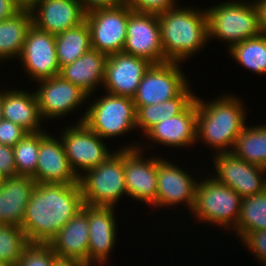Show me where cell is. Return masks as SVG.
<instances>
[{
    "mask_svg": "<svg viewBox=\"0 0 266 266\" xmlns=\"http://www.w3.org/2000/svg\"><path fill=\"white\" fill-rule=\"evenodd\" d=\"M78 183H36L21 228L29 243H49L83 206Z\"/></svg>",
    "mask_w": 266,
    "mask_h": 266,
    "instance_id": "1",
    "label": "cell"
},
{
    "mask_svg": "<svg viewBox=\"0 0 266 266\" xmlns=\"http://www.w3.org/2000/svg\"><path fill=\"white\" fill-rule=\"evenodd\" d=\"M228 95V96H227ZM225 94L207 102L195 97L197 103L196 141H203L217 153H230L236 138L246 125V106L240 97Z\"/></svg>",
    "mask_w": 266,
    "mask_h": 266,
    "instance_id": "2",
    "label": "cell"
},
{
    "mask_svg": "<svg viewBox=\"0 0 266 266\" xmlns=\"http://www.w3.org/2000/svg\"><path fill=\"white\" fill-rule=\"evenodd\" d=\"M200 9L178 5L158 14L162 49L168 61L185 63L210 42L206 9Z\"/></svg>",
    "mask_w": 266,
    "mask_h": 266,
    "instance_id": "3",
    "label": "cell"
},
{
    "mask_svg": "<svg viewBox=\"0 0 266 266\" xmlns=\"http://www.w3.org/2000/svg\"><path fill=\"white\" fill-rule=\"evenodd\" d=\"M208 39L228 43L227 50L246 39L260 35L258 11L253 1H222L206 8Z\"/></svg>",
    "mask_w": 266,
    "mask_h": 266,
    "instance_id": "4",
    "label": "cell"
},
{
    "mask_svg": "<svg viewBox=\"0 0 266 266\" xmlns=\"http://www.w3.org/2000/svg\"><path fill=\"white\" fill-rule=\"evenodd\" d=\"M139 143L122 146L98 167L84 172L79 177L83 203L93 206L116 207L118 200L127 191L123 169V149H138Z\"/></svg>",
    "mask_w": 266,
    "mask_h": 266,
    "instance_id": "5",
    "label": "cell"
},
{
    "mask_svg": "<svg viewBox=\"0 0 266 266\" xmlns=\"http://www.w3.org/2000/svg\"><path fill=\"white\" fill-rule=\"evenodd\" d=\"M207 176L199 179L191 214L201 224L212 223L219 228L233 230L239 218L242 197L211 175Z\"/></svg>",
    "mask_w": 266,
    "mask_h": 266,
    "instance_id": "6",
    "label": "cell"
},
{
    "mask_svg": "<svg viewBox=\"0 0 266 266\" xmlns=\"http://www.w3.org/2000/svg\"><path fill=\"white\" fill-rule=\"evenodd\" d=\"M84 122L101 138L109 140L136 130L133 99L107 93L93 101L78 122Z\"/></svg>",
    "mask_w": 266,
    "mask_h": 266,
    "instance_id": "7",
    "label": "cell"
},
{
    "mask_svg": "<svg viewBox=\"0 0 266 266\" xmlns=\"http://www.w3.org/2000/svg\"><path fill=\"white\" fill-rule=\"evenodd\" d=\"M133 10L122 1L120 4L96 9L85 14L90 30L91 47L107 56L122 52L126 41L129 15Z\"/></svg>",
    "mask_w": 266,
    "mask_h": 266,
    "instance_id": "8",
    "label": "cell"
},
{
    "mask_svg": "<svg viewBox=\"0 0 266 266\" xmlns=\"http://www.w3.org/2000/svg\"><path fill=\"white\" fill-rule=\"evenodd\" d=\"M61 140L65 154L75 174L80 177L89 169L98 167L112 154L104 139L92 131L83 121L63 128Z\"/></svg>",
    "mask_w": 266,
    "mask_h": 266,
    "instance_id": "9",
    "label": "cell"
},
{
    "mask_svg": "<svg viewBox=\"0 0 266 266\" xmlns=\"http://www.w3.org/2000/svg\"><path fill=\"white\" fill-rule=\"evenodd\" d=\"M180 64L183 63L167 61L151 64L132 98L136 110L140 106L153 105L174 98L190 84Z\"/></svg>",
    "mask_w": 266,
    "mask_h": 266,
    "instance_id": "10",
    "label": "cell"
},
{
    "mask_svg": "<svg viewBox=\"0 0 266 266\" xmlns=\"http://www.w3.org/2000/svg\"><path fill=\"white\" fill-rule=\"evenodd\" d=\"M212 176L217 182L232 188L242 198L262 193L266 189V169L253 165L230 153L214 154Z\"/></svg>",
    "mask_w": 266,
    "mask_h": 266,
    "instance_id": "11",
    "label": "cell"
},
{
    "mask_svg": "<svg viewBox=\"0 0 266 266\" xmlns=\"http://www.w3.org/2000/svg\"><path fill=\"white\" fill-rule=\"evenodd\" d=\"M122 52L145 58L152 64L168 61L162 49L158 14L130 13Z\"/></svg>",
    "mask_w": 266,
    "mask_h": 266,
    "instance_id": "12",
    "label": "cell"
},
{
    "mask_svg": "<svg viewBox=\"0 0 266 266\" xmlns=\"http://www.w3.org/2000/svg\"><path fill=\"white\" fill-rule=\"evenodd\" d=\"M19 61L30 80L38 82L58 76L55 35L42 31L33 24L29 28Z\"/></svg>",
    "mask_w": 266,
    "mask_h": 266,
    "instance_id": "13",
    "label": "cell"
},
{
    "mask_svg": "<svg viewBox=\"0 0 266 266\" xmlns=\"http://www.w3.org/2000/svg\"><path fill=\"white\" fill-rule=\"evenodd\" d=\"M36 83L39 86L35 88V95L43 120L60 119L88 102L86 92L59 75Z\"/></svg>",
    "mask_w": 266,
    "mask_h": 266,
    "instance_id": "14",
    "label": "cell"
},
{
    "mask_svg": "<svg viewBox=\"0 0 266 266\" xmlns=\"http://www.w3.org/2000/svg\"><path fill=\"white\" fill-rule=\"evenodd\" d=\"M145 149L144 145L138 149H123L125 188L133 200L153 206L157 195V157H144Z\"/></svg>",
    "mask_w": 266,
    "mask_h": 266,
    "instance_id": "15",
    "label": "cell"
},
{
    "mask_svg": "<svg viewBox=\"0 0 266 266\" xmlns=\"http://www.w3.org/2000/svg\"><path fill=\"white\" fill-rule=\"evenodd\" d=\"M192 176L177 164L157 156V195L153 207H174L183 203L191 213L199 182Z\"/></svg>",
    "mask_w": 266,
    "mask_h": 266,
    "instance_id": "16",
    "label": "cell"
},
{
    "mask_svg": "<svg viewBox=\"0 0 266 266\" xmlns=\"http://www.w3.org/2000/svg\"><path fill=\"white\" fill-rule=\"evenodd\" d=\"M111 206H93L83 204L89 223L88 265H102L116 246L117 221Z\"/></svg>",
    "mask_w": 266,
    "mask_h": 266,
    "instance_id": "17",
    "label": "cell"
},
{
    "mask_svg": "<svg viewBox=\"0 0 266 266\" xmlns=\"http://www.w3.org/2000/svg\"><path fill=\"white\" fill-rule=\"evenodd\" d=\"M151 64L145 58L124 52L108 55L103 81L105 92L133 98Z\"/></svg>",
    "mask_w": 266,
    "mask_h": 266,
    "instance_id": "18",
    "label": "cell"
},
{
    "mask_svg": "<svg viewBox=\"0 0 266 266\" xmlns=\"http://www.w3.org/2000/svg\"><path fill=\"white\" fill-rule=\"evenodd\" d=\"M41 131V142L36 171L32 177L36 183L75 184L79 177L70 166L61 138Z\"/></svg>",
    "mask_w": 266,
    "mask_h": 266,
    "instance_id": "19",
    "label": "cell"
},
{
    "mask_svg": "<svg viewBox=\"0 0 266 266\" xmlns=\"http://www.w3.org/2000/svg\"><path fill=\"white\" fill-rule=\"evenodd\" d=\"M197 127V103L194 99L180 114L151 127L145 134L148 141L165 147H194Z\"/></svg>",
    "mask_w": 266,
    "mask_h": 266,
    "instance_id": "20",
    "label": "cell"
},
{
    "mask_svg": "<svg viewBox=\"0 0 266 266\" xmlns=\"http://www.w3.org/2000/svg\"><path fill=\"white\" fill-rule=\"evenodd\" d=\"M32 24L50 34H59L85 21L78 0H41L32 10Z\"/></svg>",
    "mask_w": 266,
    "mask_h": 266,
    "instance_id": "21",
    "label": "cell"
},
{
    "mask_svg": "<svg viewBox=\"0 0 266 266\" xmlns=\"http://www.w3.org/2000/svg\"><path fill=\"white\" fill-rule=\"evenodd\" d=\"M36 181L26 176H11L0 181V224L22 226L26 206Z\"/></svg>",
    "mask_w": 266,
    "mask_h": 266,
    "instance_id": "22",
    "label": "cell"
},
{
    "mask_svg": "<svg viewBox=\"0 0 266 266\" xmlns=\"http://www.w3.org/2000/svg\"><path fill=\"white\" fill-rule=\"evenodd\" d=\"M107 57L91 48L74 62L62 66L59 76L80 87L91 99L97 87L103 86Z\"/></svg>",
    "mask_w": 266,
    "mask_h": 266,
    "instance_id": "23",
    "label": "cell"
},
{
    "mask_svg": "<svg viewBox=\"0 0 266 266\" xmlns=\"http://www.w3.org/2000/svg\"><path fill=\"white\" fill-rule=\"evenodd\" d=\"M57 256L75 258L88 264L89 223L81 209L48 243Z\"/></svg>",
    "mask_w": 266,
    "mask_h": 266,
    "instance_id": "24",
    "label": "cell"
},
{
    "mask_svg": "<svg viewBox=\"0 0 266 266\" xmlns=\"http://www.w3.org/2000/svg\"><path fill=\"white\" fill-rule=\"evenodd\" d=\"M2 115L3 119L23 127L28 132L45 130L41 127L44 120L40 115L34 91L31 93L28 90H18L17 88L3 89Z\"/></svg>",
    "mask_w": 266,
    "mask_h": 266,
    "instance_id": "25",
    "label": "cell"
},
{
    "mask_svg": "<svg viewBox=\"0 0 266 266\" xmlns=\"http://www.w3.org/2000/svg\"><path fill=\"white\" fill-rule=\"evenodd\" d=\"M32 26V14L28 10H20L14 16L0 21V63L18 59L24 41Z\"/></svg>",
    "mask_w": 266,
    "mask_h": 266,
    "instance_id": "26",
    "label": "cell"
},
{
    "mask_svg": "<svg viewBox=\"0 0 266 266\" xmlns=\"http://www.w3.org/2000/svg\"><path fill=\"white\" fill-rule=\"evenodd\" d=\"M188 85L178 96L136 110V128L143 135L154 125L180 114L196 97ZM191 89V90H190Z\"/></svg>",
    "mask_w": 266,
    "mask_h": 266,
    "instance_id": "27",
    "label": "cell"
},
{
    "mask_svg": "<svg viewBox=\"0 0 266 266\" xmlns=\"http://www.w3.org/2000/svg\"><path fill=\"white\" fill-rule=\"evenodd\" d=\"M231 153L243 161L266 169V124L243 128Z\"/></svg>",
    "mask_w": 266,
    "mask_h": 266,
    "instance_id": "28",
    "label": "cell"
},
{
    "mask_svg": "<svg viewBox=\"0 0 266 266\" xmlns=\"http://www.w3.org/2000/svg\"><path fill=\"white\" fill-rule=\"evenodd\" d=\"M57 61L60 66L74 62L91 47L90 30L84 21L79 26L55 35Z\"/></svg>",
    "mask_w": 266,
    "mask_h": 266,
    "instance_id": "29",
    "label": "cell"
},
{
    "mask_svg": "<svg viewBox=\"0 0 266 266\" xmlns=\"http://www.w3.org/2000/svg\"><path fill=\"white\" fill-rule=\"evenodd\" d=\"M266 230V189L242 198L240 214L233 232L240 239L248 232Z\"/></svg>",
    "mask_w": 266,
    "mask_h": 266,
    "instance_id": "30",
    "label": "cell"
},
{
    "mask_svg": "<svg viewBox=\"0 0 266 266\" xmlns=\"http://www.w3.org/2000/svg\"><path fill=\"white\" fill-rule=\"evenodd\" d=\"M228 51L246 70L254 74H266V35L246 39L233 45Z\"/></svg>",
    "mask_w": 266,
    "mask_h": 266,
    "instance_id": "31",
    "label": "cell"
},
{
    "mask_svg": "<svg viewBox=\"0 0 266 266\" xmlns=\"http://www.w3.org/2000/svg\"><path fill=\"white\" fill-rule=\"evenodd\" d=\"M41 131L27 133L15 146L14 162L17 176L33 177L38 162Z\"/></svg>",
    "mask_w": 266,
    "mask_h": 266,
    "instance_id": "32",
    "label": "cell"
},
{
    "mask_svg": "<svg viewBox=\"0 0 266 266\" xmlns=\"http://www.w3.org/2000/svg\"><path fill=\"white\" fill-rule=\"evenodd\" d=\"M28 244L21 226L0 224V261L15 266Z\"/></svg>",
    "mask_w": 266,
    "mask_h": 266,
    "instance_id": "33",
    "label": "cell"
},
{
    "mask_svg": "<svg viewBox=\"0 0 266 266\" xmlns=\"http://www.w3.org/2000/svg\"><path fill=\"white\" fill-rule=\"evenodd\" d=\"M55 256L48 243H29L15 266H52Z\"/></svg>",
    "mask_w": 266,
    "mask_h": 266,
    "instance_id": "34",
    "label": "cell"
},
{
    "mask_svg": "<svg viewBox=\"0 0 266 266\" xmlns=\"http://www.w3.org/2000/svg\"><path fill=\"white\" fill-rule=\"evenodd\" d=\"M239 241L248 248L249 253H254L258 262L266 266V230L248 232Z\"/></svg>",
    "mask_w": 266,
    "mask_h": 266,
    "instance_id": "35",
    "label": "cell"
},
{
    "mask_svg": "<svg viewBox=\"0 0 266 266\" xmlns=\"http://www.w3.org/2000/svg\"><path fill=\"white\" fill-rule=\"evenodd\" d=\"M133 11L159 14L177 6L178 0H123Z\"/></svg>",
    "mask_w": 266,
    "mask_h": 266,
    "instance_id": "36",
    "label": "cell"
},
{
    "mask_svg": "<svg viewBox=\"0 0 266 266\" xmlns=\"http://www.w3.org/2000/svg\"><path fill=\"white\" fill-rule=\"evenodd\" d=\"M27 133L23 127L9 121L0 120V144L15 146Z\"/></svg>",
    "mask_w": 266,
    "mask_h": 266,
    "instance_id": "37",
    "label": "cell"
},
{
    "mask_svg": "<svg viewBox=\"0 0 266 266\" xmlns=\"http://www.w3.org/2000/svg\"><path fill=\"white\" fill-rule=\"evenodd\" d=\"M0 176L2 178L17 176L12 146L0 144Z\"/></svg>",
    "mask_w": 266,
    "mask_h": 266,
    "instance_id": "38",
    "label": "cell"
},
{
    "mask_svg": "<svg viewBox=\"0 0 266 266\" xmlns=\"http://www.w3.org/2000/svg\"><path fill=\"white\" fill-rule=\"evenodd\" d=\"M85 13L96 9L110 8L120 4L123 0H78Z\"/></svg>",
    "mask_w": 266,
    "mask_h": 266,
    "instance_id": "39",
    "label": "cell"
},
{
    "mask_svg": "<svg viewBox=\"0 0 266 266\" xmlns=\"http://www.w3.org/2000/svg\"><path fill=\"white\" fill-rule=\"evenodd\" d=\"M20 10L15 0H0V21L14 16Z\"/></svg>",
    "mask_w": 266,
    "mask_h": 266,
    "instance_id": "40",
    "label": "cell"
},
{
    "mask_svg": "<svg viewBox=\"0 0 266 266\" xmlns=\"http://www.w3.org/2000/svg\"><path fill=\"white\" fill-rule=\"evenodd\" d=\"M253 2L258 11L260 33L266 35V0H253Z\"/></svg>",
    "mask_w": 266,
    "mask_h": 266,
    "instance_id": "41",
    "label": "cell"
},
{
    "mask_svg": "<svg viewBox=\"0 0 266 266\" xmlns=\"http://www.w3.org/2000/svg\"><path fill=\"white\" fill-rule=\"evenodd\" d=\"M52 266H89L85 262L68 257L55 256Z\"/></svg>",
    "mask_w": 266,
    "mask_h": 266,
    "instance_id": "42",
    "label": "cell"
},
{
    "mask_svg": "<svg viewBox=\"0 0 266 266\" xmlns=\"http://www.w3.org/2000/svg\"><path fill=\"white\" fill-rule=\"evenodd\" d=\"M41 0H15L21 10L31 11Z\"/></svg>",
    "mask_w": 266,
    "mask_h": 266,
    "instance_id": "43",
    "label": "cell"
},
{
    "mask_svg": "<svg viewBox=\"0 0 266 266\" xmlns=\"http://www.w3.org/2000/svg\"><path fill=\"white\" fill-rule=\"evenodd\" d=\"M3 119L2 115V91L0 90V120Z\"/></svg>",
    "mask_w": 266,
    "mask_h": 266,
    "instance_id": "44",
    "label": "cell"
},
{
    "mask_svg": "<svg viewBox=\"0 0 266 266\" xmlns=\"http://www.w3.org/2000/svg\"><path fill=\"white\" fill-rule=\"evenodd\" d=\"M0 266H10V265L7 264L6 262L0 261Z\"/></svg>",
    "mask_w": 266,
    "mask_h": 266,
    "instance_id": "45",
    "label": "cell"
}]
</instances>
